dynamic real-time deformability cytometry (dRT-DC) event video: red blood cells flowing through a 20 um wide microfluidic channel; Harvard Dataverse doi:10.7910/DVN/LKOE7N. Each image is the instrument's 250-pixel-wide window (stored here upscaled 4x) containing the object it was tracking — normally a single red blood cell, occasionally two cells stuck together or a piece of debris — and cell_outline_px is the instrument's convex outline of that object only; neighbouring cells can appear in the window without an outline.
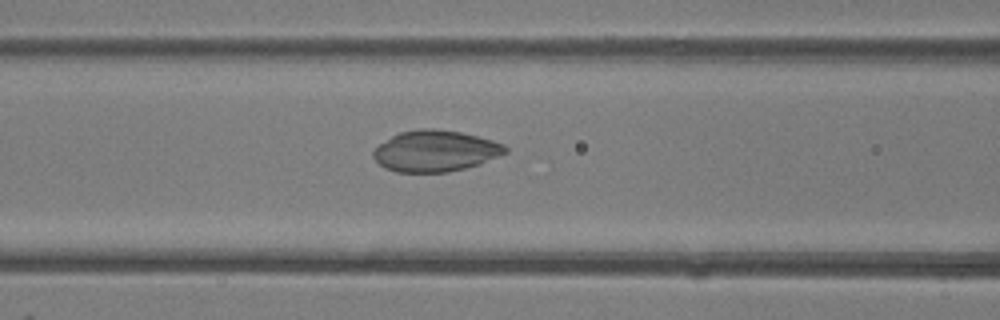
{"species": "common noctule bat (a hibernating species)", "species_latin": "Nyctalus noctula", "temperature_condition": "room temperature", "stored_images_in_passage": 28, "camera_frame_rate_fps": 3000, "um_per_image_px": 0.085, "animal": {"sex": "female"}, "frame": {"image": 1, "passage_image": 7, "time_ms": 2.0, "image_size_px": [1000, 320], "cell_outline_px": [[508, 152], [480, 164], [448, 172], [396, 172], [384, 168], [372, 156], [372, 152], [380, 144], [392, 136], [400, 132], [420, 128], [432, 128], [460, 132], [492, 140], [504, 144], [508, 148]], "centroid_in_image_um": [37.01, 12.84], "position_along_channel_um": 129.6, "area_um2": 31.62}}
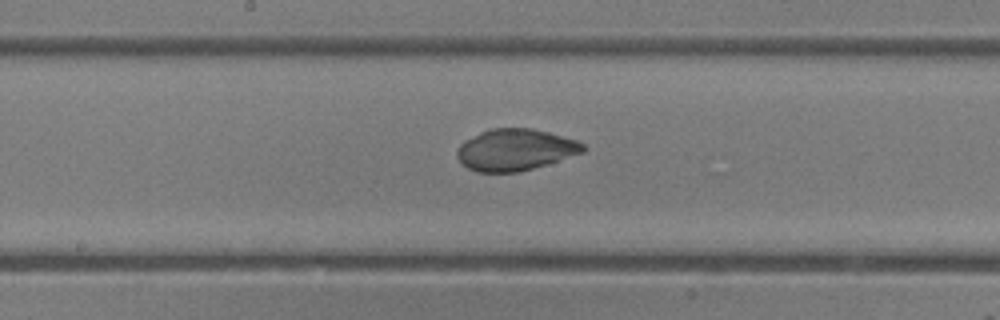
{"frame": {"image": 2, "passage_image": 12, "time_ms": 3.667, "image_size_px": [1000, 320], "cell_outline_px": [[588, 148], [584, 152], [548, 164], [520, 172], [476, 172], [468, 168], [456, 156], [456, 152], [460, 144], [464, 140], [488, 128], [532, 128], [548, 132], [576, 140], [584, 144]], "centroid_in_image_um": [43.8, 12.73], "position_along_channel_um": 204.4, "area_um2": 30.69}}
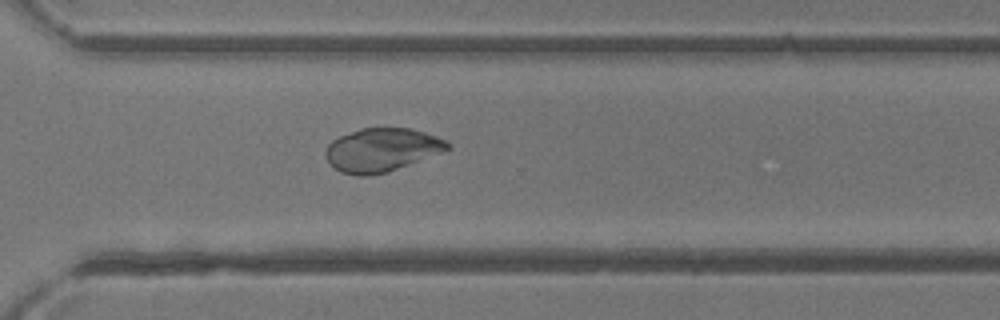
{"frame": {"image": 3, "passage_image": 21, "time_ms": 6.667, "image_size_px": [1000, 320], "cell_outline_px": [[452, 148], [388, 172], [368, 176], [356, 176], [340, 172], [324, 156], [324, 152], [328, 144], [332, 140], [340, 136], [360, 128], [408, 128], [424, 132], [436, 136], [444, 140]], "centroid_in_image_um": [32.41, 12.75], "position_along_channel_um": 338.2, "area_um2": 30.69}}